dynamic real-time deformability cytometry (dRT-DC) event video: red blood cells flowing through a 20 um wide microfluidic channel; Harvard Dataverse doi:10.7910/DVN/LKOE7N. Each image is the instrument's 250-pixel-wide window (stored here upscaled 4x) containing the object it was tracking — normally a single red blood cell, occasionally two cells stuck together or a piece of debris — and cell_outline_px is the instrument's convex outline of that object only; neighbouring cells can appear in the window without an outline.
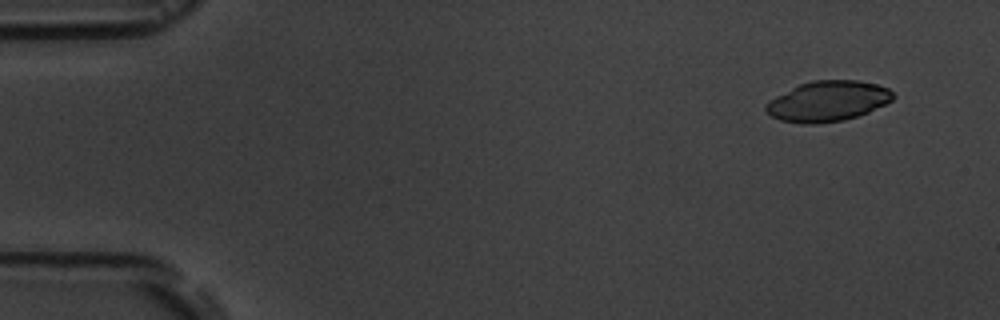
{"species": "common noctule bat (a hibernating species)", "species_latin": "Nyctalus noctula", "temperature_condition": "room temperature", "stored_images_in_passage": 8, "camera_frame_rate_fps": 3000, "um_per_image_px": 0.085, "animal": {"sex": "male", "body_mass_g": 19.5, "forearm_length_mm": 54.6}, "frame": {"image": 1, "passage_image": 1, "time_ms": 0.0, "image_size_px": [1000, 320], "cell_outline_px": [[896, 96], [892, 100], [868, 112], [844, 120], [816, 124], [800, 124], [780, 120], [772, 116], [764, 108], [764, 104], [768, 100], [800, 84], [812, 80], [856, 80], [876, 84], [888, 88]], "centroid_in_image_um": [70.34, 8.6], "position_along_channel_um": 14.7, "area_um2": 29.88}}